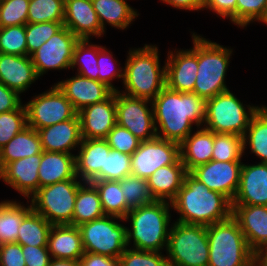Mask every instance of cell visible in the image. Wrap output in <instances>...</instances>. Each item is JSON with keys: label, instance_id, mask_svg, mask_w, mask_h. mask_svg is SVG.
<instances>
[{"label": "cell", "instance_id": "6da1fadb", "mask_svg": "<svg viewBox=\"0 0 267 266\" xmlns=\"http://www.w3.org/2000/svg\"><path fill=\"white\" fill-rule=\"evenodd\" d=\"M157 137L181 143L202 126L205 119L206 100L195 93L173 91L166 86L152 100Z\"/></svg>", "mask_w": 267, "mask_h": 266}, {"label": "cell", "instance_id": "7a4b0ae2", "mask_svg": "<svg viewBox=\"0 0 267 266\" xmlns=\"http://www.w3.org/2000/svg\"><path fill=\"white\" fill-rule=\"evenodd\" d=\"M171 206L180 215L176 222L185 224L209 226L232 216L231 201L223 194L210 190L190 172L185 175Z\"/></svg>", "mask_w": 267, "mask_h": 266}, {"label": "cell", "instance_id": "3957f363", "mask_svg": "<svg viewBox=\"0 0 267 266\" xmlns=\"http://www.w3.org/2000/svg\"><path fill=\"white\" fill-rule=\"evenodd\" d=\"M171 202L154 200L151 203L132 208L124 217V221H130L127 228L128 248L133 240L131 248L136 250L161 252L167 250L169 238V226Z\"/></svg>", "mask_w": 267, "mask_h": 266}, {"label": "cell", "instance_id": "277c9868", "mask_svg": "<svg viewBox=\"0 0 267 266\" xmlns=\"http://www.w3.org/2000/svg\"><path fill=\"white\" fill-rule=\"evenodd\" d=\"M156 45L130 49L124 67L122 93L152 101L166 86V64L160 65Z\"/></svg>", "mask_w": 267, "mask_h": 266}, {"label": "cell", "instance_id": "5b68a950", "mask_svg": "<svg viewBox=\"0 0 267 266\" xmlns=\"http://www.w3.org/2000/svg\"><path fill=\"white\" fill-rule=\"evenodd\" d=\"M207 236L208 266H255V253L232 216L207 226Z\"/></svg>", "mask_w": 267, "mask_h": 266}, {"label": "cell", "instance_id": "8992f818", "mask_svg": "<svg viewBox=\"0 0 267 266\" xmlns=\"http://www.w3.org/2000/svg\"><path fill=\"white\" fill-rule=\"evenodd\" d=\"M233 49L198 35V70L193 93L207 100L228 89L226 70Z\"/></svg>", "mask_w": 267, "mask_h": 266}, {"label": "cell", "instance_id": "52a82bcc", "mask_svg": "<svg viewBox=\"0 0 267 266\" xmlns=\"http://www.w3.org/2000/svg\"><path fill=\"white\" fill-rule=\"evenodd\" d=\"M166 254L169 266H208L207 226L172 223Z\"/></svg>", "mask_w": 267, "mask_h": 266}, {"label": "cell", "instance_id": "ba28073f", "mask_svg": "<svg viewBox=\"0 0 267 266\" xmlns=\"http://www.w3.org/2000/svg\"><path fill=\"white\" fill-rule=\"evenodd\" d=\"M230 90L206 100L204 125L216 134L244 136L251 117L259 106L246 105Z\"/></svg>", "mask_w": 267, "mask_h": 266}, {"label": "cell", "instance_id": "9c48e42d", "mask_svg": "<svg viewBox=\"0 0 267 266\" xmlns=\"http://www.w3.org/2000/svg\"><path fill=\"white\" fill-rule=\"evenodd\" d=\"M83 181L69 179L40 187L32 196V209L52 225H73L75 200Z\"/></svg>", "mask_w": 267, "mask_h": 266}, {"label": "cell", "instance_id": "30bf717a", "mask_svg": "<svg viewBox=\"0 0 267 266\" xmlns=\"http://www.w3.org/2000/svg\"><path fill=\"white\" fill-rule=\"evenodd\" d=\"M124 222V218L105 215L99 219L86 222L78 226L84 252L100 254L112 258H119L127 244V228L117 221Z\"/></svg>", "mask_w": 267, "mask_h": 266}, {"label": "cell", "instance_id": "8fae6325", "mask_svg": "<svg viewBox=\"0 0 267 266\" xmlns=\"http://www.w3.org/2000/svg\"><path fill=\"white\" fill-rule=\"evenodd\" d=\"M25 105L27 126L38 130L72 119L77 112L70 100L54 85Z\"/></svg>", "mask_w": 267, "mask_h": 266}, {"label": "cell", "instance_id": "7c38bea8", "mask_svg": "<svg viewBox=\"0 0 267 266\" xmlns=\"http://www.w3.org/2000/svg\"><path fill=\"white\" fill-rule=\"evenodd\" d=\"M150 103V108L148 104ZM116 120L141 142L157 137L152 101L115 92Z\"/></svg>", "mask_w": 267, "mask_h": 266}, {"label": "cell", "instance_id": "4fadbf2b", "mask_svg": "<svg viewBox=\"0 0 267 266\" xmlns=\"http://www.w3.org/2000/svg\"><path fill=\"white\" fill-rule=\"evenodd\" d=\"M180 159V144L154 138L140 142L131 155V175L147 179L158 168L175 164Z\"/></svg>", "mask_w": 267, "mask_h": 266}, {"label": "cell", "instance_id": "5bb4252c", "mask_svg": "<svg viewBox=\"0 0 267 266\" xmlns=\"http://www.w3.org/2000/svg\"><path fill=\"white\" fill-rule=\"evenodd\" d=\"M79 39L65 26L43 43L30 57L40 78L49 70L71 67L73 50ZM49 69V70H48Z\"/></svg>", "mask_w": 267, "mask_h": 266}, {"label": "cell", "instance_id": "9a60e30c", "mask_svg": "<svg viewBox=\"0 0 267 266\" xmlns=\"http://www.w3.org/2000/svg\"><path fill=\"white\" fill-rule=\"evenodd\" d=\"M192 49L168 52L166 87L177 92L193 93L198 70V35L193 33Z\"/></svg>", "mask_w": 267, "mask_h": 266}, {"label": "cell", "instance_id": "2e32d148", "mask_svg": "<svg viewBox=\"0 0 267 266\" xmlns=\"http://www.w3.org/2000/svg\"><path fill=\"white\" fill-rule=\"evenodd\" d=\"M241 161H214L199 165L190 173L210 190L226 196L231 202L238 190Z\"/></svg>", "mask_w": 267, "mask_h": 266}, {"label": "cell", "instance_id": "e0dca14e", "mask_svg": "<svg viewBox=\"0 0 267 266\" xmlns=\"http://www.w3.org/2000/svg\"><path fill=\"white\" fill-rule=\"evenodd\" d=\"M77 114L82 139H105L117 124L115 92L103 102L89 105Z\"/></svg>", "mask_w": 267, "mask_h": 266}, {"label": "cell", "instance_id": "ac0fdd59", "mask_svg": "<svg viewBox=\"0 0 267 266\" xmlns=\"http://www.w3.org/2000/svg\"><path fill=\"white\" fill-rule=\"evenodd\" d=\"M231 203L267 206V163H242L238 190Z\"/></svg>", "mask_w": 267, "mask_h": 266}, {"label": "cell", "instance_id": "d6986e66", "mask_svg": "<svg viewBox=\"0 0 267 266\" xmlns=\"http://www.w3.org/2000/svg\"><path fill=\"white\" fill-rule=\"evenodd\" d=\"M232 217L254 253L267 246V206L232 205Z\"/></svg>", "mask_w": 267, "mask_h": 266}, {"label": "cell", "instance_id": "ffe728a7", "mask_svg": "<svg viewBox=\"0 0 267 266\" xmlns=\"http://www.w3.org/2000/svg\"><path fill=\"white\" fill-rule=\"evenodd\" d=\"M63 25L78 39L105 34L91 0H65Z\"/></svg>", "mask_w": 267, "mask_h": 266}, {"label": "cell", "instance_id": "44dd1931", "mask_svg": "<svg viewBox=\"0 0 267 266\" xmlns=\"http://www.w3.org/2000/svg\"><path fill=\"white\" fill-rule=\"evenodd\" d=\"M55 85L70 100L76 112L89 105L103 102L113 93L104 83L79 74Z\"/></svg>", "mask_w": 267, "mask_h": 266}, {"label": "cell", "instance_id": "7402d4cb", "mask_svg": "<svg viewBox=\"0 0 267 266\" xmlns=\"http://www.w3.org/2000/svg\"><path fill=\"white\" fill-rule=\"evenodd\" d=\"M42 154L18 159L6 164L0 170V179L24 198L30 197L39 189L38 169Z\"/></svg>", "mask_w": 267, "mask_h": 266}, {"label": "cell", "instance_id": "603a6c76", "mask_svg": "<svg viewBox=\"0 0 267 266\" xmlns=\"http://www.w3.org/2000/svg\"><path fill=\"white\" fill-rule=\"evenodd\" d=\"M78 149L76 176L83 182L101 180V169H105L106 154L111 150L106 139H82Z\"/></svg>", "mask_w": 267, "mask_h": 266}, {"label": "cell", "instance_id": "cb8c5ba5", "mask_svg": "<svg viewBox=\"0 0 267 266\" xmlns=\"http://www.w3.org/2000/svg\"><path fill=\"white\" fill-rule=\"evenodd\" d=\"M42 150L48 152L71 153L82 142L80 120L78 114L72 119L56 123L37 130Z\"/></svg>", "mask_w": 267, "mask_h": 266}, {"label": "cell", "instance_id": "d4e9b609", "mask_svg": "<svg viewBox=\"0 0 267 266\" xmlns=\"http://www.w3.org/2000/svg\"><path fill=\"white\" fill-rule=\"evenodd\" d=\"M31 57L0 53V82L19 95L38 80Z\"/></svg>", "mask_w": 267, "mask_h": 266}, {"label": "cell", "instance_id": "484cf974", "mask_svg": "<svg viewBox=\"0 0 267 266\" xmlns=\"http://www.w3.org/2000/svg\"><path fill=\"white\" fill-rule=\"evenodd\" d=\"M39 188L76 176L75 154L43 151L38 169Z\"/></svg>", "mask_w": 267, "mask_h": 266}, {"label": "cell", "instance_id": "4316f807", "mask_svg": "<svg viewBox=\"0 0 267 266\" xmlns=\"http://www.w3.org/2000/svg\"><path fill=\"white\" fill-rule=\"evenodd\" d=\"M47 247L52 258L80 260L84 254L80 230L71 224L53 225Z\"/></svg>", "mask_w": 267, "mask_h": 266}, {"label": "cell", "instance_id": "83f0119b", "mask_svg": "<svg viewBox=\"0 0 267 266\" xmlns=\"http://www.w3.org/2000/svg\"><path fill=\"white\" fill-rule=\"evenodd\" d=\"M186 174L185 165L180 159L175 164L158 168L147 178L154 200L171 202L181 189Z\"/></svg>", "mask_w": 267, "mask_h": 266}, {"label": "cell", "instance_id": "f1b7e54d", "mask_svg": "<svg viewBox=\"0 0 267 266\" xmlns=\"http://www.w3.org/2000/svg\"><path fill=\"white\" fill-rule=\"evenodd\" d=\"M213 143L214 132L204 126L198 127L180 143V160L187 172L212 160Z\"/></svg>", "mask_w": 267, "mask_h": 266}, {"label": "cell", "instance_id": "f546056e", "mask_svg": "<svg viewBox=\"0 0 267 266\" xmlns=\"http://www.w3.org/2000/svg\"><path fill=\"white\" fill-rule=\"evenodd\" d=\"M42 152L39 133L27 126L0 149V170L12 161L42 154Z\"/></svg>", "mask_w": 267, "mask_h": 266}, {"label": "cell", "instance_id": "4dcf8cb0", "mask_svg": "<svg viewBox=\"0 0 267 266\" xmlns=\"http://www.w3.org/2000/svg\"><path fill=\"white\" fill-rule=\"evenodd\" d=\"M102 29L106 24L121 30L127 29L139 13L126 0H91Z\"/></svg>", "mask_w": 267, "mask_h": 266}, {"label": "cell", "instance_id": "1f68e13d", "mask_svg": "<svg viewBox=\"0 0 267 266\" xmlns=\"http://www.w3.org/2000/svg\"><path fill=\"white\" fill-rule=\"evenodd\" d=\"M105 216L98 190L91 182H83L77 191L75 200L73 225L93 221Z\"/></svg>", "mask_w": 267, "mask_h": 266}, {"label": "cell", "instance_id": "d6a6232c", "mask_svg": "<svg viewBox=\"0 0 267 266\" xmlns=\"http://www.w3.org/2000/svg\"><path fill=\"white\" fill-rule=\"evenodd\" d=\"M31 210V203L26 207L17 201L0 202V245L17 241L18 228Z\"/></svg>", "mask_w": 267, "mask_h": 266}, {"label": "cell", "instance_id": "836d02e7", "mask_svg": "<svg viewBox=\"0 0 267 266\" xmlns=\"http://www.w3.org/2000/svg\"><path fill=\"white\" fill-rule=\"evenodd\" d=\"M244 151L249 145L250 152L267 163V106H260L251 117L248 128L243 136Z\"/></svg>", "mask_w": 267, "mask_h": 266}, {"label": "cell", "instance_id": "e575fe53", "mask_svg": "<svg viewBox=\"0 0 267 266\" xmlns=\"http://www.w3.org/2000/svg\"><path fill=\"white\" fill-rule=\"evenodd\" d=\"M53 225L33 209L24 217L18 228L16 243L42 247L48 245V236Z\"/></svg>", "mask_w": 267, "mask_h": 266}, {"label": "cell", "instance_id": "d590c367", "mask_svg": "<svg viewBox=\"0 0 267 266\" xmlns=\"http://www.w3.org/2000/svg\"><path fill=\"white\" fill-rule=\"evenodd\" d=\"M98 190L102 209L105 215H113L124 218L130 211L122 194L119 181L99 180L91 181Z\"/></svg>", "mask_w": 267, "mask_h": 266}, {"label": "cell", "instance_id": "8d00e7d4", "mask_svg": "<svg viewBox=\"0 0 267 266\" xmlns=\"http://www.w3.org/2000/svg\"><path fill=\"white\" fill-rule=\"evenodd\" d=\"M97 58L98 45L91 44L90 39H79L73 50L70 68L78 65L76 74L99 81Z\"/></svg>", "mask_w": 267, "mask_h": 266}, {"label": "cell", "instance_id": "74e56055", "mask_svg": "<svg viewBox=\"0 0 267 266\" xmlns=\"http://www.w3.org/2000/svg\"><path fill=\"white\" fill-rule=\"evenodd\" d=\"M65 0H30L27 23L64 22Z\"/></svg>", "mask_w": 267, "mask_h": 266}, {"label": "cell", "instance_id": "f35d334b", "mask_svg": "<svg viewBox=\"0 0 267 266\" xmlns=\"http://www.w3.org/2000/svg\"><path fill=\"white\" fill-rule=\"evenodd\" d=\"M244 155L243 137L233 134L214 133L212 160L241 161Z\"/></svg>", "mask_w": 267, "mask_h": 266}, {"label": "cell", "instance_id": "ab89813d", "mask_svg": "<svg viewBox=\"0 0 267 266\" xmlns=\"http://www.w3.org/2000/svg\"><path fill=\"white\" fill-rule=\"evenodd\" d=\"M122 194L126 200V205L132 209L154 201L148 181L133 175H128L119 180Z\"/></svg>", "mask_w": 267, "mask_h": 266}, {"label": "cell", "instance_id": "60d3db41", "mask_svg": "<svg viewBox=\"0 0 267 266\" xmlns=\"http://www.w3.org/2000/svg\"><path fill=\"white\" fill-rule=\"evenodd\" d=\"M26 127L27 112L24 104L18 109L0 113V149Z\"/></svg>", "mask_w": 267, "mask_h": 266}, {"label": "cell", "instance_id": "b9f144b4", "mask_svg": "<svg viewBox=\"0 0 267 266\" xmlns=\"http://www.w3.org/2000/svg\"><path fill=\"white\" fill-rule=\"evenodd\" d=\"M63 26V22L27 23L25 25L27 55L30 56L39 49L43 43L49 40Z\"/></svg>", "mask_w": 267, "mask_h": 266}, {"label": "cell", "instance_id": "7bdbcfd3", "mask_svg": "<svg viewBox=\"0 0 267 266\" xmlns=\"http://www.w3.org/2000/svg\"><path fill=\"white\" fill-rule=\"evenodd\" d=\"M0 53L27 55L25 25L0 28Z\"/></svg>", "mask_w": 267, "mask_h": 266}, {"label": "cell", "instance_id": "ee69618b", "mask_svg": "<svg viewBox=\"0 0 267 266\" xmlns=\"http://www.w3.org/2000/svg\"><path fill=\"white\" fill-rule=\"evenodd\" d=\"M131 175V155L111 149L106 154L105 169H101V180L119 181Z\"/></svg>", "mask_w": 267, "mask_h": 266}, {"label": "cell", "instance_id": "f6af8a7d", "mask_svg": "<svg viewBox=\"0 0 267 266\" xmlns=\"http://www.w3.org/2000/svg\"><path fill=\"white\" fill-rule=\"evenodd\" d=\"M30 0H0V28L26 25Z\"/></svg>", "mask_w": 267, "mask_h": 266}, {"label": "cell", "instance_id": "bcb514c9", "mask_svg": "<svg viewBox=\"0 0 267 266\" xmlns=\"http://www.w3.org/2000/svg\"><path fill=\"white\" fill-rule=\"evenodd\" d=\"M112 52L108 51L106 47L98 45V75L99 82L104 83L107 87H109L113 92L119 91L115 86L111 83L115 78L124 79V67L117 68L114 63H117V60L114 59ZM115 61V62H114Z\"/></svg>", "mask_w": 267, "mask_h": 266}, {"label": "cell", "instance_id": "7dc6e473", "mask_svg": "<svg viewBox=\"0 0 267 266\" xmlns=\"http://www.w3.org/2000/svg\"><path fill=\"white\" fill-rule=\"evenodd\" d=\"M120 266H169L167 257L162 252L125 249L118 258Z\"/></svg>", "mask_w": 267, "mask_h": 266}, {"label": "cell", "instance_id": "c3c4849f", "mask_svg": "<svg viewBox=\"0 0 267 266\" xmlns=\"http://www.w3.org/2000/svg\"><path fill=\"white\" fill-rule=\"evenodd\" d=\"M267 12V0H237L236 25L247 27L252 22H261Z\"/></svg>", "mask_w": 267, "mask_h": 266}, {"label": "cell", "instance_id": "681fc988", "mask_svg": "<svg viewBox=\"0 0 267 266\" xmlns=\"http://www.w3.org/2000/svg\"><path fill=\"white\" fill-rule=\"evenodd\" d=\"M111 149L132 155L140 144V140L128 129L116 124L105 138Z\"/></svg>", "mask_w": 267, "mask_h": 266}, {"label": "cell", "instance_id": "f907efd6", "mask_svg": "<svg viewBox=\"0 0 267 266\" xmlns=\"http://www.w3.org/2000/svg\"><path fill=\"white\" fill-rule=\"evenodd\" d=\"M0 266H26L19 243H5L0 245Z\"/></svg>", "mask_w": 267, "mask_h": 266}, {"label": "cell", "instance_id": "816d5d0a", "mask_svg": "<svg viewBox=\"0 0 267 266\" xmlns=\"http://www.w3.org/2000/svg\"><path fill=\"white\" fill-rule=\"evenodd\" d=\"M22 252L26 266H49L52 258L47 246L22 245Z\"/></svg>", "mask_w": 267, "mask_h": 266}, {"label": "cell", "instance_id": "f5cc1de1", "mask_svg": "<svg viewBox=\"0 0 267 266\" xmlns=\"http://www.w3.org/2000/svg\"><path fill=\"white\" fill-rule=\"evenodd\" d=\"M237 0H204L203 9L207 8L219 17L230 19L236 25Z\"/></svg>", "mask_w": 267, "mask_h": 266}, {"label": "cell", "instance_id": "db71d44e", "mask_svg": "<svg viewBox=\"0 0 267 266\" xmlns=\"http://www.w3.org/2000/svg\"><path fill=\"white\" fill-rule=\"evenodd\" d=\"M22 104L20 95L0 82V113L18 109Z\"/></svg>", "mask_w": 267, "mask_h": 266}, {"label": "cell", "instance_id": "11a10c76", "mask_svg": "<svg viewBox=\"0 0 267 266\" xmlns=\"http://www.w3.org/2000/svg\"><path fill=\"white\" fill-rule=\"evenodd\" d=\"M80 266H120L119 259L100 254L84 252L79 260Z\"/></svg>", "mask_w": 267, "mask_h": 266}, {"label": "cell", "instance_id": "9f6ffc18", "mask_svg": "<svg viewBox=\"0 0 267 266\" xmlns=\"http://www.w3.org/2000/svg\"><path fill=\"white\" fill-rule=\"evenodd\" d=\"M163 3H167L174 8L199 11L203 9L204 0H161Z\"/></svg>", "mask_w": 267, "mask_h": 266}, {"label": "cell", "instance_id": "6f0895ef", "mask_svg": "<svg viewBox=\"0 0 267 266\" xmlns=\"http://www.w3.org/2000/svg\"><path fill=\"white\" fill-rule=\"evenodd\" d=\"M49 266H80L79 260L51 258Z\"/></svg>", "mask_w": 267, "mask_h": 266}, {"label": "cell", "instance_id": "680465c9", "mask_svg": "<svg viewBox=\"0 0 267 266\" xmlns=\"http://www.w3.org/2000/svg\"><path fill=\"white\" fill-rule=\"evenodd\" d=\"M255 266H267V246L255 253Z\"/></svg>", "mask_w": 267, "mask_h": 266}, {"label": "cell", "instance_id": "91938a15", "mask_svg": "<svg viewBox=\"0 0 267 266\" xmlns=\"http://www.w3.org/2000/svg\"><path fill=\"white\" fill-rule=\"evenodd\" d=\"M261 22H263L265 25L267 24V12H266V15L264 16V18Z\"/></svg>", "mask_w": 267, "mask_h": 266}]
</instances>
